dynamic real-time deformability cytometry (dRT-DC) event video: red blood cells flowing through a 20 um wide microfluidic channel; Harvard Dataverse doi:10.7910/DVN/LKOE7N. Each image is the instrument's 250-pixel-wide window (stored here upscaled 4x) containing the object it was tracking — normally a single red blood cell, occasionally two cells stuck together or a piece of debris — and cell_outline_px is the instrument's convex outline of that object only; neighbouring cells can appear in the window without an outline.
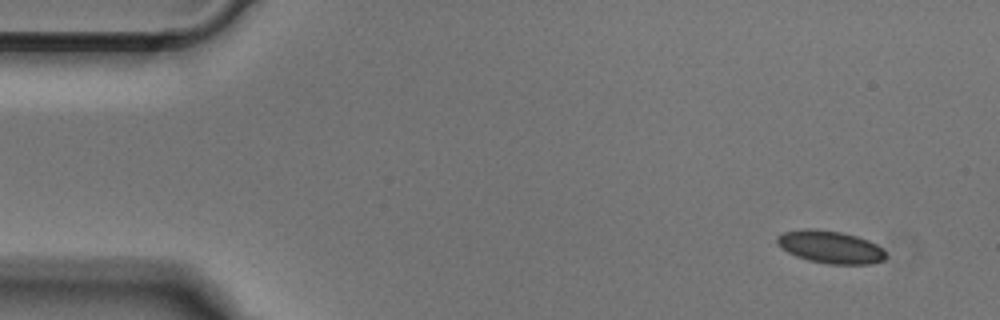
{"species": "Egyptian fruit bat (a non-hibernating species)", "species_latin": "Rousettus aegyptiacus", "temperature_condition": "cold", "stored_images_in_passage": 37, "camera_frame_rate_fps": 3000, "um_per_image_px": 0.085, "animal": {"sex": "male"}, "frame": {"image": 1, "passage_image": 1, "time_ms": 0.0, "image_size_px": [1000, 320], "cell_outline_px": [[884, 260], [872, 264], [828, 264], [808, 260], [796, 256], [788, 252], [776, 244], [776, 236], [784, 232], [808, 228], [812, 228], [840, 232], [856, 236], [868, 240], [876, 244], [884, 252]], "centroid_in_image_um": [70.54, 21.0], "position_along_channel_um": 14.5, "area_um2": 20.52}}
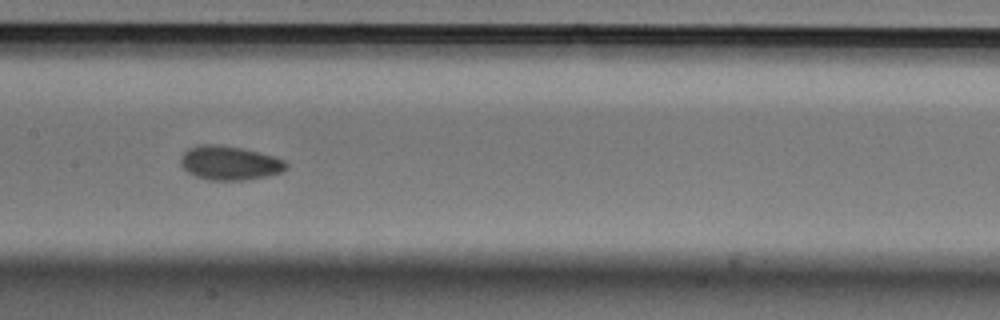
{"frame": {"image": 2, "passage_image": 22, "time_ms": 7.0, "image_size_px": [1000, 320], "cell_outline_px": [[288, 168], [280, 172], [268, 176], [244, 180], [208, 180], [196, 176], [188, 172], [180, 164], [180, 156], [188, 148], [200, 144], [216, 144], [240, 148], [272, 156], [284, 160], [288, 164]], "centroid_in_image_um": [19.49, 13.86], "position_along_channel_um": 187.9, "area_um2": 20.87}}
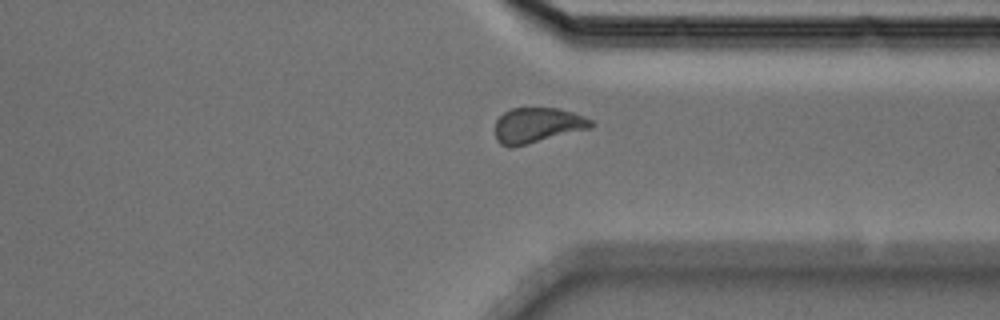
{"frame": {"image": 3, "passage_image": 37, "time_ms": 12.0, "image_size_px": [1000, 320], "cell_outline_px": [[596, 124], [592, 128], [512, 148], [508, 148], [500, 144], [496, 140], [496, 120], [504, 112], [512, 108], [556, 108], [572, 112], [584, 116], [592, 120]], "centroid_in_image_um": [45.69, 10.66], "position_along_channel_um": 365.7, "area_um2": 19.88}}